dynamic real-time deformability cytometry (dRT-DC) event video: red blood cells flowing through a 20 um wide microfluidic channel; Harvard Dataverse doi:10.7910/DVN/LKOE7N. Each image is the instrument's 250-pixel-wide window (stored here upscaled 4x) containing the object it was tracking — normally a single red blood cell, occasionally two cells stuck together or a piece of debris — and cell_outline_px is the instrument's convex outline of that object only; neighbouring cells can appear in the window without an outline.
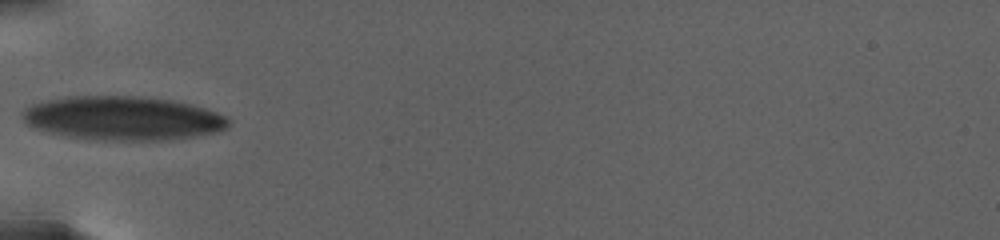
{"species": "human", "species_latin": "Homo sapiens", "temperature_condition": "warm", "stored_images_in_passage": 36, "camera_frame_rate_fps": 3000, "um_per_image_px": 0.085, "donor": {"sex": "female"}, "frame": {"image": 1, "passage_image": 1, "time_ms": 0.0, "image_size_px": [1000, 240], "cell_outline_px": [[228, 128], [216, 132], [192, 136], [164, 140], [88, 140], [64, 136], [48, 132], [36, 128], [28, 124], [20, 116], [20, 112], [24, 108], [32, 104], [48, 100], [68, 96], [136, 96], [172, 100], [204, 108], [216, 112], [224, 116], [228, 120]], "centroid_in_image_um": [10.38, 10.05], "position_along_channel_um": 74.6, "area_um2": 52.71}}
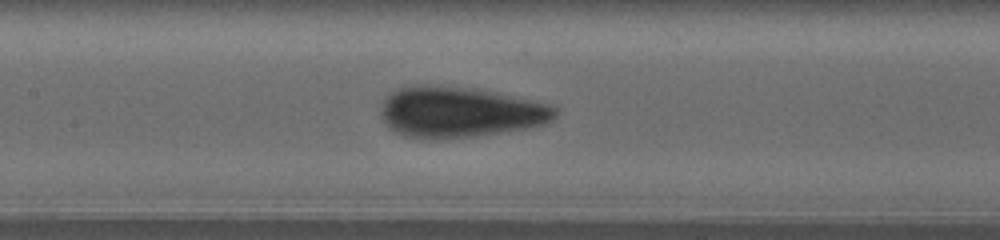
{"frame": {"image": 2, "passage_image": 21, "time_ms": 3.667, "image_size_px": [1000, 240], "cell_outline_px": [[560, 112], [552, 120], [544, 124], [528, 128], [476, 136], [440, 140], [424, 140], [404, 136], [392, 132], [384, 124], [380, 112], [384, 100], [396, 88], [412, 84], [428, 84], [472, 88], [496, 92], [556, 104], [560, 108]], "centroid_in_image_um": [39.09, 9.53], "position_along_channel_um": 168.3, "area_um2": 53.0}}
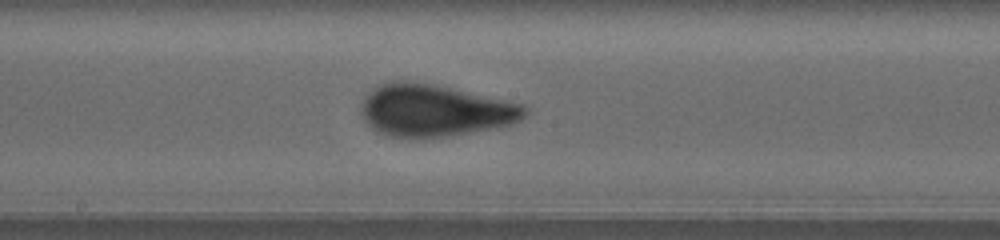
{"frame": {"image": 3, "passage_image": 30, "time_ms": 5.333, "image_size_px": [1000, 240], "cell_outline_px": [[528, 112], [520, 120], [512, 124], [496, 128], [420, 140], [388, 136], [376, 132], [364, 120], [364, 100], [368, 92], [372, 88], [380, 84], [392, 80], [408, 80], [432, 84], [524, 104], [528, 108]], "centroid_in_image_um": [36.94, 9.41], "position_along_channel_um": 211.3, "area_um2": 49.88}}